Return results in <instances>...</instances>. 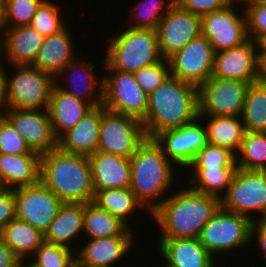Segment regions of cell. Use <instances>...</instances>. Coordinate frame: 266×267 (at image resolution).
Segmentation results:
<instances>
[{"instance_id":"1f68e13d","label":"cell","mask_w":266,"mask_h":267,"mask_svg":"<svg viewBox=\"0 0 266 267\" xmlns=\"http://www.w3.org/2000/svg\"><path fill=\"white\" fill-rule=\"evenodd\" d=\"M93 202L117 217L128 228H131L128 219L130 216H134L133 212H136L139 207L142 210L145 208L130 188H111L97 191Z\"/></svg>"},{"instance_id":"ab89813d","label":"cell","mask_w":266,"mask_h":267,"mask_svg":"<svg viewBox=\"0 0 266 267\" xmlns=\"http://www.w3.org/2000/svg\"><path fill=\"white\" fill-rule=\"evenodd\" d=\"M189 168H237L236 156L228 149L207 144L196 154Z\"/></svg>"},{"instance_id":"ac0fdd59","label":"cell","mask_w":266,"mask_h":267,"mask_svg":"<svg viewBox=\"0 0 266 267\" xmlns=\"http://www.w3.org/2000/svg\"><path fill=\"white\" fill-rule=\"evenodd\" d=\"M256 50L255 41L248 38L238 46L215 53L211 76L248 84L260 80V63Z\"/></svg>"},{"instance_id":"9a60e30c","label":"cell","mask_w":266,"mask_h":267,"mask_svg":"<svg viewBox=\"0 0 266 267\" xmlns=\"http://www.w3.org/2000/svg\"><path fill=\"white\" fill-rule=\"evenodd\" d=\"M234 2L201 17V35L212 45L214 53L238 46L248 39L246 17L237 13Z\"/></svg>"},{"instance_id":"680465c9","label":"cell","mask_w":266,"mask_h":267,"mask_svg":"<svg viewBox=\"0 0 266 267\" xmlns=\"http://www.w3.org/2000/svg\"><path fill=\"white\" fill-rule=\"evenodd\" d=\"M238 1V0H237ZM239 1H241V3L242 2H246V1H248V0H239ZM233 2H235V0H233Z\"/></svg>"},{"instance_id":"f907efd6","label":"cell","mask_w":266,"mask_h":267,"mask_svg":"<svg viewBox=\"0 0 266 267\" xmlns=\"http://www.w3.org/2000/svg\"><path fill=\"white\" fill-rule=\"evenodd\" d=\"M260 79L266 81V58L260 63Z\"/></svg>"},{"instance_id":"44dd1931","label":"cell","mask_w":266,"mask_h":267,"mask_svg":"<svg viewBox=\"0 0 266 267\" xmlns=\"http://www.w3.org/2000/svg\"><path fill=\"white\" fill-rule=\"evenodd\" d=\"M102 105L92 108L73 128L57 139V147L69 153L90 156L98 151Z\"/></svg>"},{"instance_id":"cb8c5ba5","label":"cell","mask_w":266,"mask_h":267,"mask_svg":"<svg viewBox=\"0 0 266 267\" xmlns=\"http://www.w3.org/2000/svg\"><path fill=\"white\" fill-rule=\"evenodd\" d=\"M3 53L9 65H31L45 37L30 25L4 28Z\"/></svg>"},{"instance_id":"681fc988","label":"cell","mask_w":266,"mask_h":267,"mask_svg":"<svg viewBox=\"0 0 266 267\" xmlns=\"http://www.w3.org/2000/svg\"><path fill=\"white\" fill-rule=\"evenodd\" d=\"M256 47H258L257 58L261 63L266 58V34L258 36L255 40Z\"/></svg>"},{"instance_id":"83f0119b","label":"cell","mask_w":266,"mask_h":267,"mask_svg":"<svg viewBox=\"0 0 266 267\" xmlns=\"http://www.w3.org/2000/svg\"><path fill=\"white\" fill-rule=\"evenodd\" d=\"M41 155H11L0 153V175L8 189L40 182Z\"/></svg>"},{"instance_id":"f1b7e54d","label":"cell","mask_w":266,"mask_h":267,"mask_svg":"<svg viewBox=\"0 0 266 267\" xmlns=\"http://www.w3.org/2000/svg\"><path fill=\"white\" fill-rule=\"evenodd\" d=\"M0 237L19 260L31 259L35 250L44 242L41 231L17 217L2 229Z\"/></svg>"},{"instance_id":"7c38bea8","label":"cell","mask_w":266,"mask_h":267,"mask_svg":"<svg viewBox=\"0 0 266 267\" xmlns=\"http://www.w3.org/2000/svg\"><path fill=\"white\" fill-rule=\"evenodd\" d=\"M214 55L212 45L200 35L167 59L170 75L199 87L212 75Z\"/></svg>"},{"instance_id":"30bf717a","label":"cell","mask_w":266,"mask_h":267,"mask_svg":"<svg viewBox=\"0 0 266 267\" xmlns=\"http://www.w3.org/2000/svg\"><path fill=\"white\" fill-rule=\"evenodd\" d=\"M146 138L142 121L109 111L102 105L98 151L131 158Z\"/></svg>"},{"instance_id":"52a82bcc","label":"cell","mask_w":266,"mask_h":267,"mask_svg":"<svg viewBox=\"0 0 266 267\" xmlns=\"http://www.w3.org/2000/svg\"><path fill=\"white\" fill-rule=\"evenodd\" d=\"M252 222L247 216L220 207L202 228L199 242L213 257L245 247L251 242Z\"/></svg>"},{"instance_id":"ba28073f","label":"cell","mask_w":266,"mask_h":267,"mask_svg":"<svg viewBox=\"0 0 266 267\" xmlns=\"http://www.w3.org/2000/svg\"><path fill=\"white\" fill-rule=\"evenodd\" d=\"M221 207L253 221L263 220L266 216V171L237 167L227 193L222 194ZM251 212H259V219Z\"/></svg>"},{"instance_id":"5b68a950","label":"cell","mask_w":266,"mask_h":267,"mask_svg":"<svg viewBox=\"0 0 266 267\" xmlns=\"http://www.w3.org/2000/svg\"><path fill=\"white\" fill-rule=\"evenodd\" d=\"M108 45L104 61L114 70L135 73L163 59L156 30L129 27L110 38Z\"/></svg>"},{"instance_id":"5bb4252c","label":"cell","mask_w":266,"mask_h":267,"mask_svg":"<svg viewBox=\"0 0 266 267\" xmlns=\"http://www.w3.org/2000/svg\"><path fill=\"white\" fill-rule=\"evenodd\" d=\"M199 122L200 117L182 127L162 131L154 138L174 166L187 169L196 154L208 144L206 127Z\"/></svg>"},{"instance_id":"e0dca14e","label":"cell","mask_w":266,"mask_h":267,"mask_svg":"<svg viewBox=\"0 0 266 267\" xmlns=\"http://www.w3.org/2000/svg\"><path fill=\"white\" fill-rule=\"evenodd\" d=\"M6 119L33 152L40 155L57 148V138L46 109H7Z\"/></svg>"},{"instance_id":"ffe728a7","label":"cell","mask_w":266,"mask_h":267,"mask_svg":"<svg viewBox=\"0 0 266 267\" xmlns=\"http://www.w3.org/2000/svg\"><path fill=\"white\" fill-rule=\"evenodd\" d=\"M94 193L111 188H130V158L97 151L88 156Z\"/></svg>"},{"instance_id":"d4e9b609","label":"cell","mask_w":266,"mask_h":267,"mask_svg":"<svg viewBox=\"0 0 266 267\" xmlns=\"http://www.w3.org/2000/svg\"><path fill=\"white\" fill-rule=\"evenodd\" d=\"M67 26L60 32L45 37L38 50L33 67L47 72L54 77L69 63L75 60L72 36Z\"/></svg>"},{"instance_id":"11a10c76","label":"cell","mask_w":266,"mask_h":267,"mask_svg":"<svg viewBox=\"0 0 266 267\" xmlns=\"http://www.w3.org/2000/svg\"><path fill=\"white\" fill-rule=\"evenodd\" d=\"M6 189L7 188H6L5 184L3 183L2 177L0 175V193L3 192Z\"/></svg>"},{"instance_id":"3957f363","label":"cell","mask_w":266,"mask_h":267,"mask_svg":"<svg viewBox=\"0 0 266 267\" xmlns=\"http://www.w3.org/2000/svg\"><path fill=\"white\" fill-rule=\"evenodd\" d=\"M40 181L62 202L89 203L94 199L87 156L64 152L58 147L42 154Z\"/></svg>"},{"instance_id":"7dc6e473","label":"cell","mask_w":266,"mask_h":267,"mask_svg":"<svg viewBox=\"0 0 266 267\" xmlns=\"http://www.w3.org/2000/svg\"><path fill=\"white\" fill-rule=\"evenodd\" d=\"M19 259L0 237V267H12Z\"/></svg>"},{"instance_id":"8d00e7d4","label":"cell","mask_w":266,"mask_h":267,"mask_svg":"<svg viewBox=\"0 0 266 267\" xmlns=\"http://www.w3.org/2000/svg\"><path fill=\"white\" fill-rule=\"evenodd\" d=\"M44 0H2L4 28L30 25Z\"/></svg>"},{"instance_id":"7a4b0ae2","label":"cell","mask_w":266,"mask_h":267,"mask_svg":"<svg viewBox=\"0 0 266 267\" xmlns=\"http://www.w3.org/2000/svg\"><path fill=\"white\" fill-rule=\"evenodd\" d=\"M199 118L198 87L169 76L148 95V109L142 120L147 138L182 127Z\"/></svg>"},{"instance_id":"9f6ffc18","label":"cell","mask_w":266,"mask_h":267,"mask_svg":"<svg viewBox=\"0 0 266 267\" xmlns=\"http://www.w3.org/2000/svg\"><path fill=\"white\" fill-rule=\"evenodd\" d=\"M26 267H40L38 265H36L34 262L29 261L28 263H26Z\"/></svg>"},{"instance_id":"7bdbcfd3","label":"cell","mask_w":266,"mask_h":267,"mask_svg":"<svg viewBox=\"0 0 266 267\" xmlns=\"http://www.w3.org/2000/svg\"><path fill=\"white\" fill-rule=\"evenodd\" d=\"M245 11L248 38L255 40L266 34V5L259 0H248Z\"/></svg>"},{"instance_id":"9c48e42d","label":"cell","mask_w":266,"mask_h":267,"mask_svg":"<svg viewBox=\"0 0 266 267\" xmlns=\"http://www.w3.org/2000/svg\"><path fill=\"white\" fill-rule=\"evenodd\" d=\"M103 103L109 111L128 115L142 121L148 109V95L135 80L134 74L112 69L104 61Z\"/></svg>"},{"instance_id":"74e56055","label":"cell","mask_w":266,"mask_h":267,"mask_svg":"<svg viewBox=\"0 0 266 267\" xmlns=\"http://www.w3.org/2000/svg\"><path fill=\"white\" fill-rule=\"evenodd\" d=\"M33 257L32 261L40 267H76V255L72 249L59 244L44 241Z\"/></svg>"},{"instance_id":"603a6c76","label":"cell","mask_w":266,"mask_h":267,"mask_svg":"<svg viewBox=\"0 0 266 267\" xmlns=\"http://www.w3.org/2000/svg\"><path fill=\"white\" fill-rule=\"evenodd\" d=\"M159 240L160 254L171 267H215V258L198 238Z\"/></svg>"},{"instance_id":"484cf974","label":"cell","mask_w":266,"mask_h":267,"mask_svg":"<svg viewBox=\"0 0 266 267\" xmlns=\"http://www.w3.org/2000/svg\"><path fill=\"white\" fill-rule=\"evenodd\" d=\"M91 109L89 104L54 85L48 112L55 137L58 139L64 132L73 128Z\"/></svg>"},{"instance_id":"4fadbf2b","label":"cell","mask_w":266,"mask_h":267,"mask_svg":"<svg viewBox=\"0 0 266 267\" xmlns=\"http://www.w3.org/2000/svg\"><path fill=\"white\" fill-rule=\"evenodd\" d=\"M16 217L43 234L58 212L62 201L41 181L15 189Z\"/></svg>"},{"instance_id":"4316f807","label":"cell","mask_w":266,"mask_h":267,"mask_svg":"<svg viewBox=\"0 0 266 267\" xmlns=\"http://www.w3.org/2000/svg\"><path fill=\"white\" fill-rule=\"evenodd\" d=\"M85 203L63 202L44 233V241L71 248L70 242L84 231Z\"/></svg>"},{"instance_id":"c3c4849f","label":"cell","mask_w":266,"mask_h":267,"mask_svg":"<svg viewBox=\"0 0 266 267\" xmlns=\"http://www.w3.org/2000/svg\"><path fill=\"white\" fill-rule=\"evenodd\" d=\"M0 64V108H6V70ZM5 70V71H4Z\"/></svg>"},{"instance_id":"bcb514c9","label":"cell","mask_w":266,"mask_h":267,"mask_svg":"<svg viewBox=\"0 0 266 267\" xmlns=\"http://www.w3.org/2000/svg\"><path fill=\"white\" fill-rule=\"evenodd\" d=\"M256 234V235H255ZM251 243L253 238L258 242L259 249L262 251V255L266 259V224L261 220H254L251 225Z\"/></svg>"},{"instance_id":"6da1fadb","label":"cell","mask_w":266,"mask_h":267,"mask_svg":"<svg viewBox=\"0 0 266 267\" xmlns=\"http://www.w3.org/2000/svg\"><path fill=\"white\" fill-rule=\"evenodd\" d=\"M171 195L150 213L163 234L159 239L198 238L221 207L220 198L191 187H183Z\"/></svg>"},{"instance_id":"7402d4cb","label":"cell","mask_w":266,"mask_h":267,"mask_svg":"<svg viewBox=\"0 0 266 267\" xmlns=\"http://www.w3.org/2000/svg\"><path fill=\"white\" fill-rule=\"evenodd\" d=\"M95 66L91 61H84L83 59L77 60L67 64L56 76L55 85L62 91L73 95L75 98L84 101L89 104L92 108L101 106L103 103V78L98 79L94 72ZM66 71L68 73V80L71 84L70 87H62L59 82V77L62 76ZM80 71V72H79ZM63 73V74H62ZM79 76H83L78 78ZM70 74V77H69ZM77 75V76H76ZM73 77V78H72ZM80 79V83L76 79ZM84 78V79H83ZM58 80V81H57ZM100 80V81H99ZM83 82V83H82ZM79 83V84H77ZM58 84V85H57ZM76 84L78 85L76 88ZM81 85V86H79ZM84 87V88H83ZM81 88V89H80ZM98 88V89H97ZM96 89L98 90L97 93ZM92 96V97H91Z\"/></svg>"},{"instance_id":"94428289","label":"cell","mask_w":266,"mask_h":267,"mask_svg":"<svg viewBox=\"0 0 266 267\" xmlns=\"http://www.w3.org/2000/svg\"><path fill=\"white\" fill-rule=\"evenodd\" d=\"M262 221L266 224V216H265V218Z\"/></svg>"},{"instance_id":"d6a6232c","label":"cell","mask_w":266,"mask_h":267,"mask_svg":"<svg viewBox=\"0 0 266 267\" xmlns=\"http://www.w3.org/2000/svg\"><path fill=\"white\" fill-rule=\"evenodd\" d=\"M240 117L245 132H266V81L248 85Z\"/></svg>"},{"instance_id":"db71d44e","label":"cell","mask_w":266,"mask_h":267,"mask_svg":"<svg viewBox=\"0 0 266 267\" xmlns=\"http://www.w3.org/2000/svg\"><path fill=\"white\" fill-rule=\"evenodd\" d=\"M26 261L27 260H19L15 265H13L12 267H26ZM25 263V264H24Z\"/></svg>"},{"instance_id":"d590c367","label":"cell","mask_w":266,"mask_h":267,"mask_svg":"<svg viewBox=\"0 0 266 267\" xmlns=\"http://www.w3.org/2000/svg\"><path fill=\"white\" fill-rule=\"evenodd\" d=\"M167 1L146 0V2H138L135 6V11H131L132 13L135 12L133 13L134 15H130L131 21L134 20V24H131L132 26L130 25L129 27L135 29L156 30L163 16L169 11L172 5L176 3L175 0ZM132 16L134 17V19H132Z\"/></svg>"},{"instance_id":"91938a15","label":"cell","mask_w":266,"mask_h":267,"mask_svg":"<svg viewBox=\"0 0 266 267\" xmlns=\"http://www.w3.org/2000/svg\"><path fill=\"white\" fill-rule=\"evenodd\" d=\"M259 1H261L263 4L266 5V0H259Z\"/></svg>"},{"instance_id":"8fae6325","label":"cell","mask_w":266,"mask_h":267,"mask_svg":"<svg viewBox=\"0 0 266 267\" xmlns=\"http://www.w3.org/2000/svg\"><path fill=\"white\" fill-rule=\"evenodd\" d=\"M248 83L211 76L198 87L199 116H241Z\"/></svg>"},{"instance_id":"d6986e66","label":"cell","mask_w":266,"mask_h":267,"mask_svg":"<svg viewBox=\"0 0 266 267\" xmlns=\"http://www.w3.org/2000/svg\"><path fill=\"white\" fill-rule=\"evenodd\" d=\"M134 236H112L86 241L76 254V267H115L134 247Z\"/></svg>"},{"instance_id":"b9f144b4","label":"cell","mask_w":266,"mask_h":267,"mask_svg":"<svg viewBox=\"0 0 266 267\" xmlns=\"http://www.w3.org/2000/svg\"><path fill=\"white\" fill-rule=\"evenodd\" d=\"M0 153L11 155H40L30 149L28 144L6 118L0 124Z\"/></svg>"},{"instance_id":"e575fe53","label":"cell","mask_w":266,"mask_h":267,"mask_svg":"<svg viewBox=\"0 0 266 267\" xmlns=\"http://www.w3.org/2000/svg\"><path fill=\"white\" fill-rule=\"evenodd\" d=\"M238 153L240 154L236 155L237 167L266 171V132H245Z\"/></svg>"},{"instance_id":"ee69618b","label":"cell","mask_w":266,"mask_h":267,"mask_svg":"<svg viewBox=\"0 0 266 267\" xmlns=\"http://www.w3.org/2000/svg\"><path fill=\"white\" fill-rule=\"evenodd\" d=\"M175 2L183 10L202 17L229 6L233 0H175Z\"/></svg>"},{"instance_id":"60d3db41","label":"cell","mask_w":266,"mask_h":267,"mask_svg":"<svg viewBox=\"0 0 266 267\" xmlns=\"http://www.w3.org/2000/svg\"><path fill=\"white\" fill-rule=\"evenodd\" d=\"M133 74L138 85L149 95L170 76L169 62L167 59H162L159 63L142 68Z\"/></svg>"},{"instance_id":"4dcf8cb0","label":"cell","mask_w":266,"mask_h":267,"mask_svg":"<svg viewBox=\"0 0 266 267\" xmlns=\"http://www.w3.org/2000/svg\"><path fill=\"white\" fill-rule=\"evenodd\" d=\"M84 231L88 238H103L112 236H135L117 217L100 208L93 201L85 203ZM132 230V231H131Z\"/></svg>"},{"instance_id":"8992f818","label":"cell","mask_w":266,"mask_h":267,"mask_svg":"<svg viewBox=\"0 0 266 267\" xmlns=\"http://www.w3.org/2000/svg\"><path fill=\"white\" fill-rule=\"evenodd\" d=\"M12 66L15 75L6 74V108L48 110L55 77L32 65Z\"/></svg>"},{"instance_id":"f35d334b","label":"cell","mask_w":266,"mask_h":267,"mask_svg":"<svg viewBox=\"0 0 266 267\" xmlns=\"http://www.w3.org/2000/svg\"><path fill=\"white\" fill-rule=\"evenodd\" d=\"M60 12L56 4L50 0H44L37 8L30 26L44 37L56 34L62 31L67 25L66 23L64 24Z\"/></svg>"},{"instance_id":"2e32d148","label":"cell","mask_w":266,"mask_h":267,"mask_svg":"<svg viewBox=\"0 0 266 267\" xmlns=\"http://www.w3.org/2000/svg\"><path fill=\"white\" fill-rule=\"evenodd\" d=\"M159 51L168 59L187 43L201 35V17L172 5L156 28Z\"/></svg>"},{"instance_id":"6f0895ef","label":"cell","mask_w":266,"mask_h":267,"mask_svg":"<svg viewBox=\"0 0 266 267\" xmlns=\"http://www.w3.org/2000/svg\"><path fill=\"white\" fill-rule=\"evenodd\" d=\"M2 39H3V38H2V36H1V37H0V55L3 54V53H2V52H3V49H2V43H1V42H2ZM0 59H1V56H0ZM0 64H1V63H0Z\"/></svg>"},{"instance_id":"f6af8a7d","label":"cell","mask_w":266,"mask_h":267,"mask_svg":"<svg viewBox=\"0 0 266 267\" xmlns=\"http://www.w3.org/2000/svg\"><path fill=\"white\" fill-rule=\"evenodd\" d=\"M16 217L15 189H6L0 193V232Z\"/></svg>"},{"instance_id":"f546056e","label":"cell","mask_w":266,"mask_h":267,"mask_svg":"<svg viewBox=\"0 0 266 267\" xmlns=\"http://www.w3.org/2000/svg\"><path fill=\"white\" fill-rule=\"evenodd\" d=\"M207 118V143L231 151L235 156L240 150L244 125L239 116H199Z\"/></svg>"},{"instance_id":"277c9868","label":"cell","mask_w":266,"mask_h":267,"mask_svg":"<svg viewBox=\"0 0 266 267\" xmlns=\"http://www.w3.org/2000/svg\"><path fill=\"white\" fill-rule=\"evenodd\" d=\"M130 164V189L151 213L163 202L165 192L174 185V169L177 168L164 155L161 146L151 138H146L137 148L130 158Z\"/></svg>"},{"instance_id":"836d02e7","label":"cell","mask_w":266,"mask_h":267,"mask_svg":"<svg viewBox=\"0 0 266 267\" xmlns=\"http://www.w3.org/2000/svg\"><path fill=\"white\" fill-rule=\"evenodd\" d=\"M237 168H192L190 183L192 189L198 192L222 198L228 191V187ZM224 192H223V191Z\"/></svg>"},{"instance_id":"f5cc1de1","label":"cell","mask_w":266,"mask_h":267,"mask_svg":"<svg viewBox=\"0 0 266 267\" xmlns=\"http://www.w3.org/2000/svg\"><path fill=\"white\" fill-rule=\"evenodd\" d=\"M4 110V111H3ZM7 108H0V124L5 120L6 118V112ZM3 113V114H2Z\"/></svg>"},{"instance_id":"816d5d0a","label":"cell","mask_w":266,"mask_h":267,"mask_svg":"<svg viewBox=\"0 0 266 267\" xmlns=\"http://www.w3.org/2000/svg\"><path fill=\"white\" fill-rule=\"evenodd\" d=\"M2 32H4V25H3L2 0H0V33H2Z\"/></svg>"}]
</instances>
